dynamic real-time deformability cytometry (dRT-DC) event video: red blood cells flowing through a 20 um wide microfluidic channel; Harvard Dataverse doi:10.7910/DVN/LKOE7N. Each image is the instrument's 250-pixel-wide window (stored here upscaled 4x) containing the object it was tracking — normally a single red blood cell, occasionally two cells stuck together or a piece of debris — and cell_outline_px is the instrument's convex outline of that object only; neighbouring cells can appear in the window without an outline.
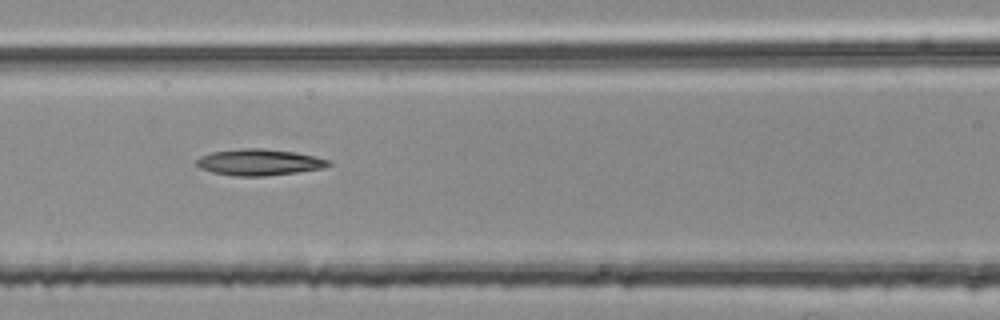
{"species": "common noctule bat (a hibernating species)", "species_latin": "Nyctalus noctula", "temperature_condition": "room temperature", "stored_images_in_passage": 54, "segment_of_instrument_passage": [2, 2], "camera_frame_rate_fps": 3000, "um_per_image_px": 0.085, "animal": {"sex": "female", "body_mass_g": 25.1}, "frame": {"image": 1, "passage_image": 23, "time_ms": 7.333, "image_size_px": [1000, 320], "cell_outline_px": [[332, 164], [324, 168], [296, 172], [264, 176], [236, 176], [212, 172], [200, 168], [196, 164], [196, 160], [200, 156], [212, 152], [240, 148], [264, 148], [296, 152], [316, 156], [332, 160]], "centroid_in_image_um": [22.06, 13.78], "position_along_channel_um": 144.5, "area_um2": 20.4}}
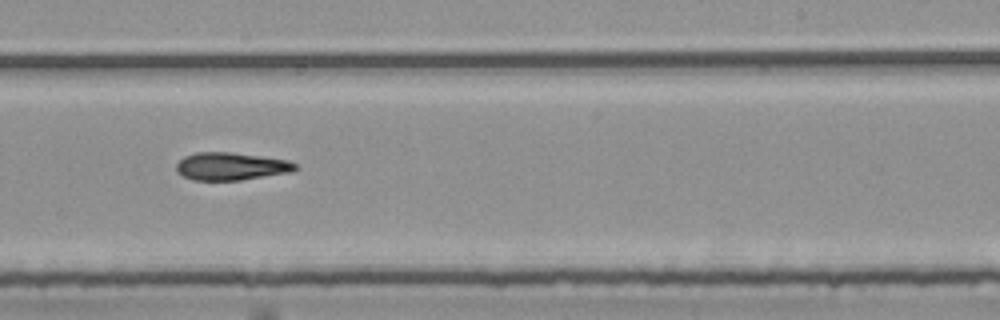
{"frame": {"image": 2, "passage_image": 33, "time_ms": 10.667, "image_size_px": [1000, 320], "cell_outline_px": [[300, 168], [292, 172], [240, 180], [192, 180], [176, 172], [176, 164], [184, 156], [196, 152], [232, 152], [288, 160], [296, 164]], "centroid_in_image_um": [19.64, 14.13], "position_along_channel_um": 269.4, "area_um2": 19.31}}
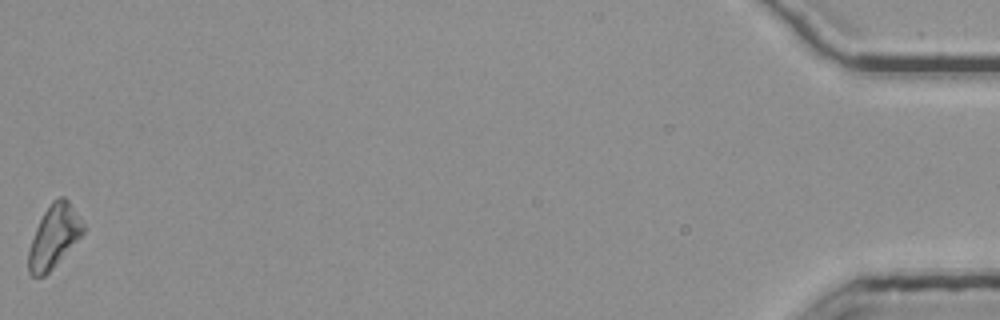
{"frame": {"image": 3, "passage_image": 54, "time_ms": 17.667, "image_size_px": [1000, 320], "cell_outline_px": [[84, 232], [52, 268], [44, 276], [32, 276], [28, 272], [28, 252], [36, 228], [44, 212], [52, 200], [60, 196], [64, 196], [68, 200], [84, 224]], "centroid_in_image_um": [4.57, 20.08], "position_along_channel_um": 430.6, "area_um2": 19.54}}